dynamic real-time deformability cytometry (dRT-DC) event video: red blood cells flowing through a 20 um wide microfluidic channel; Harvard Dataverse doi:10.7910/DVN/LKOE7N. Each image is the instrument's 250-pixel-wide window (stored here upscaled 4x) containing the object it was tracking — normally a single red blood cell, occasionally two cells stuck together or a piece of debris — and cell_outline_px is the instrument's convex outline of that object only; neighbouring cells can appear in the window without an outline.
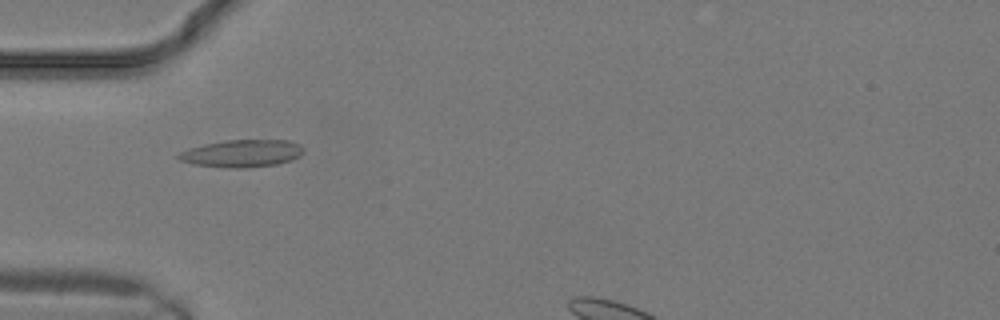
{"species": "common noctule bat (a hibernating species)", "species_latin": "Nyctalus noctula", "temperature_condition": "warm", "stored_images_in_passage": 12, "camera_frame_rate_fps": 3000, "um_per_image_px": 0.085, "animal": {"sex": "male", "body_mass_g": 19.2, "forearm_length_mm": 51.8}, "frame": {"image": 1, "passage_image": 6, "time_ms": 1.667, "image_size_px": [1000, 320], "cell_outline_px": [[304, 152], [300, 156], [292, 160], [276, 164], [248, 168], [232, 168], [192, 164], [180, 160], [176, 156], [180, 152], [188, 148], [204, 144], [228, 140], [288, 140], [300, 144], [304, 148]], "centroid_in_image_um": [20.59, 13.04], "position_along_channel_um": 64.4, "area_um2": 20.06}}
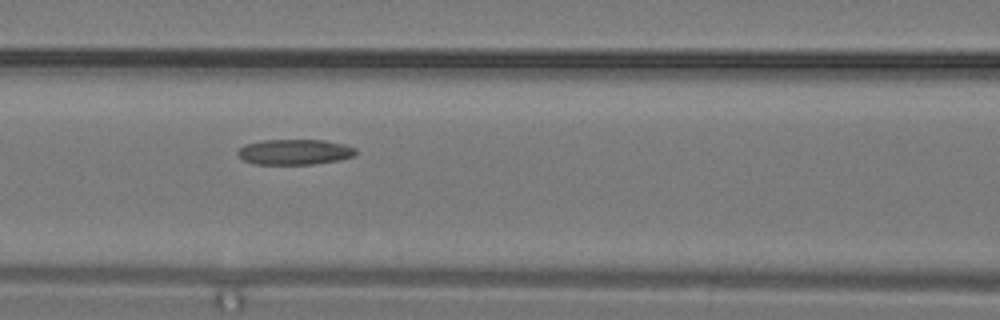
{"frame": {"image": 2, "passage_image": 9, "time_ms": 2.667, "image_size_px": [1000, 320], "cell_outline_px": [[356, 156], [340, 160], [312, 164], [256, 164], [244, 160], [236, 152], [244, 144], [260, 140], [324, 140], [344, 144], [356, 148]], "centroid_in_image_um": [25.07, 12.91], "position_along_channel_um": 141.5, "area_um2": 17.57}}
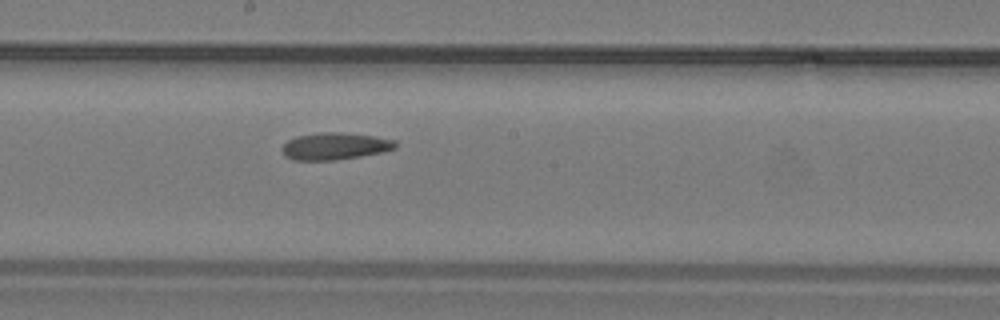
{"frame": {"image": 3, "passage_image": 12, "time_ms": 3.667, "image_size_px": [1000, 320], "cell_outline_px": [[396, 148], [384, 152], [336, 160], [292, 160], [284, 156], [280, 148], [288, 140], [296, 136], [324, 132], [336, 132], [372, 136], [396, 140]], "centroid_in_image_um": [28.44, 12.43], "position_along_channel_um": 219.8, "area_um2": 17.86}}